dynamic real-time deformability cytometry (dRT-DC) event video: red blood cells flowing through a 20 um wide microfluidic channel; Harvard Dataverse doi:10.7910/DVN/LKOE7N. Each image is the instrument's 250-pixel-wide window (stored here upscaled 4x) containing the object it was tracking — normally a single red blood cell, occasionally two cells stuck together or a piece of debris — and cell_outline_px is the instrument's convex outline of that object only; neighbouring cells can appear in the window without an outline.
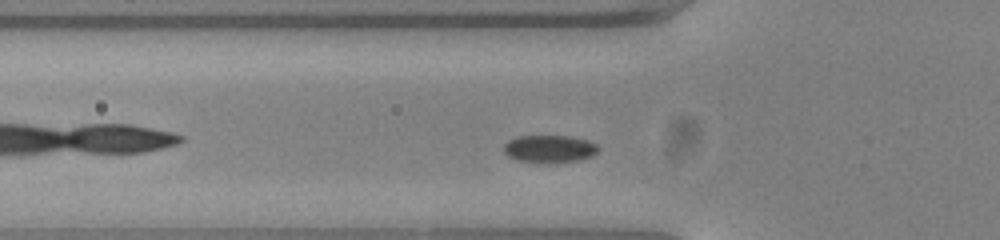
{"species": "common noctule bat (a hibernating species)", "species_latin": "Nyctalus noctula", "temperature_condition": "warm", "stored_images_in_passage": 40, "camera_frame_rate_fps": 3000, "um_per_image_px": 0.085, "animal": {"sex": "female", "body_mass_g": 23.0, "forearm_length_mm": 53.4}, "frame": {"image": 1, "passage_image": 8, "time_ms": 2.333, "image_size_px": [1000, 240], "cell_outline_px": [[600, 148], [592, 156], [576, 160], [548, 164], [516, 160], [508, 156], [504, 152], [504, 144], [508, 140], [516, 136], [568, 136], [588, 140], [596, 144]], "centroid_in_image_um": [46.68, 12.66], "position_along_channel_um": 79.1, "area_um2": 15.32}}
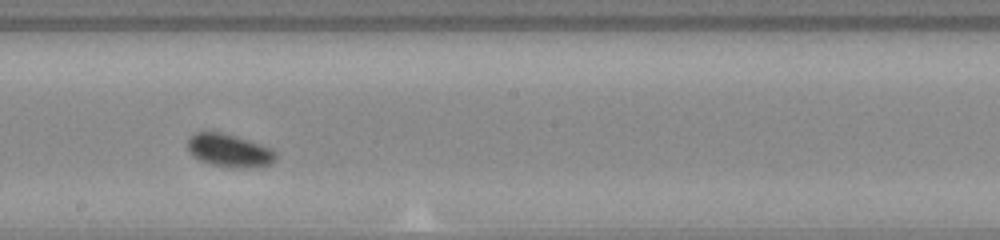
{"frame": {"image": 2, "passage_image": 20, "time_ms": 6.333, "image_size_px": [1000, 240], "cell_outline_px": [[276, 160], [272, 164], [256, 168], [244, 168], [212, 164], [200, 160], [192, 156], [188, 152], [188, 140], [196, 132], [220, 132], [260, 144], [272, 148], [276, 152]], "centroid_in_image_um": [19.53, 12.81], "position_along_channel_um": 228.7, "area_um2": 16.82}}
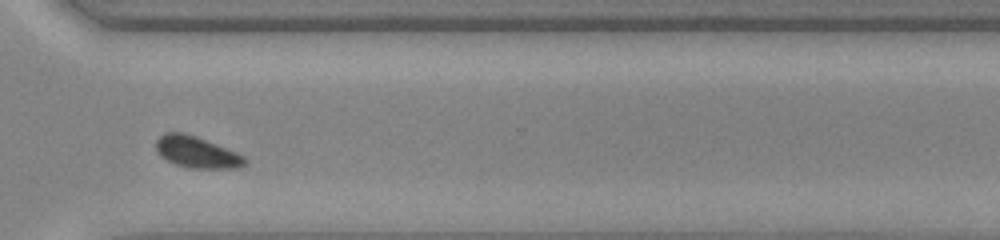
{"frame": {"image": 3, "passage_image": 30, "time_ms": 9.667, "image_size_px": [1000, 240], "cell_outline_px": [[248, 160], [240, 168], [192, 168], [176, 164], [160, 156], [156, 148], [156, 140], [164, 132], [180, 132], [196, 136], [236, 152], [244, 156]], "centroid_in_image_um": [16.72, 12.93], "position_along_channel_um": 353.9, "area_um2": 16.13}, "authors_computed_cell_mechanics": {"area_um2": 16.0684, "velocity_mm_per_s": 3.7446, "shape_relaxation_time_tau1_ms": 0.841, "shape_relaxation_time_tau2_ms": null, "deformation_change_tau1": 0.0391, "deformation_change_tau2": null}}